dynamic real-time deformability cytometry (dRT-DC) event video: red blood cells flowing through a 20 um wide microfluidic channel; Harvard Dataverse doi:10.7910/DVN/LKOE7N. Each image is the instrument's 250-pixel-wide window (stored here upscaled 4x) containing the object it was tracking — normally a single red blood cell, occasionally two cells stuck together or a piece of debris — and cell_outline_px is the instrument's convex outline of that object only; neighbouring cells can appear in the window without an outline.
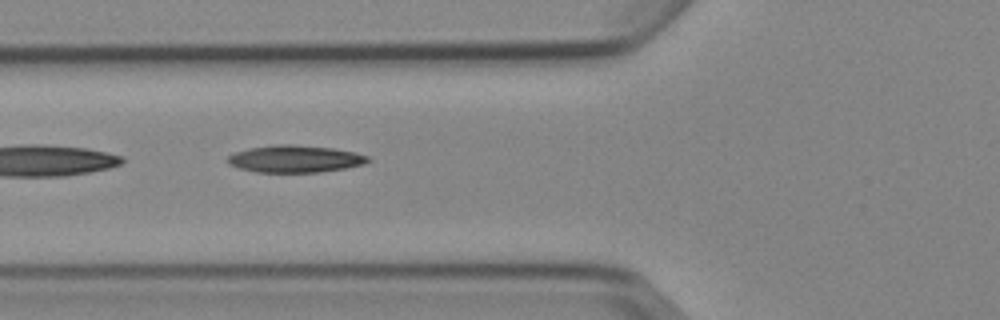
{"species": "Egyptian fruit bat (a non-hibernating species)", "species_latin": "Rousettus aegyptiacus", "temperature_condition": "cold", "stored_images_in_passage": 7, "camera_frame_rate_fps": 3000, "um_per_image_px": 0.085, "animal": {"sex": "female"}, "frame": {"image": 1, "passage_image": 6, "time_ms": 6.0, "image_size_px": [1000, 320], "cell_outline_px": [[372, 160], [364, 164], [344, 168], [320, 172], [256, 172], [240, 168], [228, 164], [228, 156], [236, 152], [248, 148], [276, 144], [288, 144], [332, 148], [356, 152], [368, 156]], "centroid_in_image_um": [25.09, 13.5], "position_along_channel_um": 100.7, "area_um2": 22.14}}
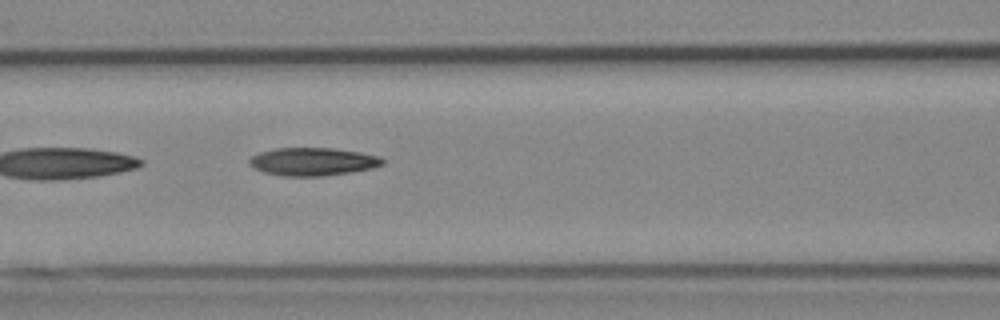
{"frame": {"image": 2, "passage_image": 7, "time_ms": 7.0, "image_size_px": [1000, 320], "cell_outline_px": [[384, 164], [372, 168], [352, 172], [320, 176], [284, 176], [264, 172], [248, 164], [248, 160], [252, 156], [260, 152], [276, 148], [332, 148], [360, 152], [380, 156], [384, 160]], "centroid_in_image_um": [26.6, 13.73], "position_along_channel_um": 140.0, "area_um2": 21.68}}